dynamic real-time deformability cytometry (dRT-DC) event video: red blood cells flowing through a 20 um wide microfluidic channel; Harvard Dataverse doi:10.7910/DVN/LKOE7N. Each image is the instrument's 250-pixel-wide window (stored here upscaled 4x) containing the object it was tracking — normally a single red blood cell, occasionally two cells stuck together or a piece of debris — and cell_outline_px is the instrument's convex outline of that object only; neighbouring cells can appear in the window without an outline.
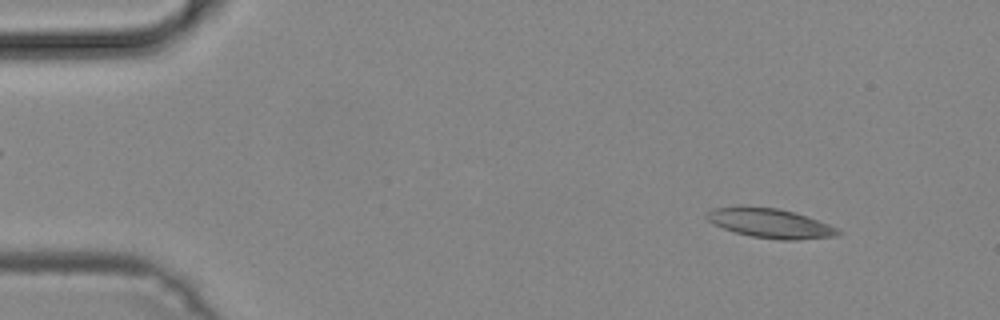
{"species": "common noctule bat (a hibernating species)", "species_latin": "Nyctalus noctula", "temperature_condition": "cold", "stored_images_in_passage": 49, "camera_frame_rate_fps": 3000, "um_per_image_px": 0.085, "animal": {"sex": "male", "body_mass_g": 19.2, "forearm_length_mm": 51.8}, "frame": {"image": 1, "passage_image": 5, "time_ms": 1.333, "image_size_px": [1000, 320], "cell_outline_px": [[844, 232], [836, 236], [800, 240], [780, 240], [752, 236], [736, 232], [712, 224], [704, 216], [712, 208], [740, 204], [780, 208], [828, 224]], "centroid_in_image_um": [65.41, 18.95], "position_along_channel_um": 19.6, "area_um2": 22.83}}
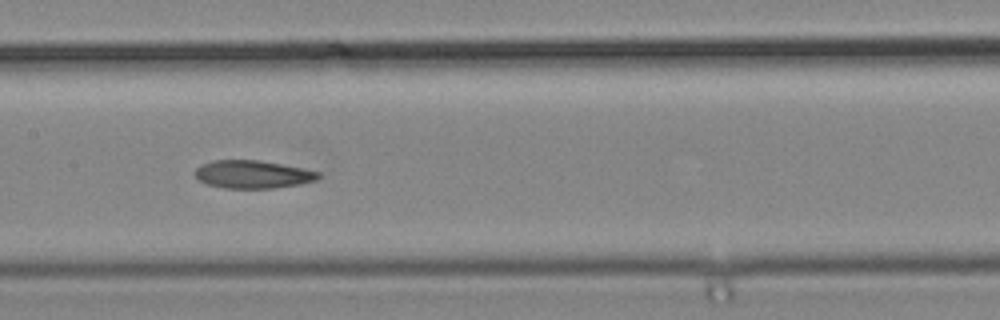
{"frame": {"image": 2, "passage_image": 24, "time_ms": 7.667, "image_size_px": [1000, 320], "cell_outline_px": [[320, 176], [316, 180], [300, 184], [276, 188], [224, 188], [204, 184], [196, 176], [196, 168], [200, 164], [212, 160], [260, 160], [304, 168], [320, 172]], "centroid_in_image_um": [21.48, 14.82], "position_along_channel_um": 185.9, "area_um2": 20.23}}
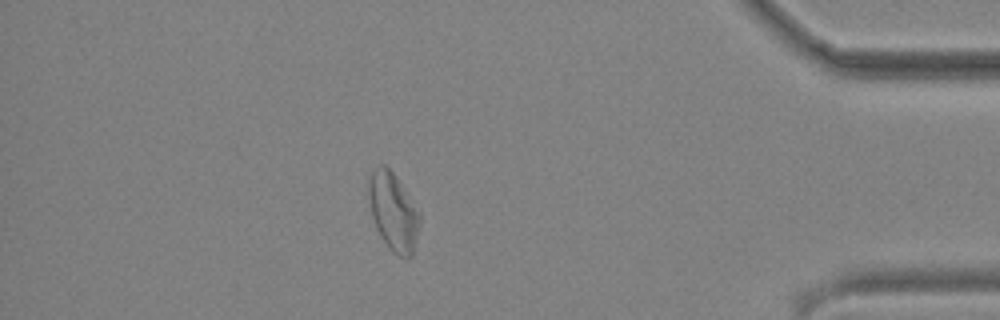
{"frame": {"image": 3, "passage_image": 43, "time_ms": 14.0, "image_size_px": [1000, 320], "cell_outline_px": [[420, 224], [412, 256], [400, 256], [392, 252], [388, 248], [376, 228], [372, 216], [368, 196], [368, 184], [372, 172], [380, 164], [384, 164], [396, 176], [420, 212]], "centroid_in_image_um": [33.43, 18.0], "position_along_channel_um": 401.8, "area_um2": 23.0}}